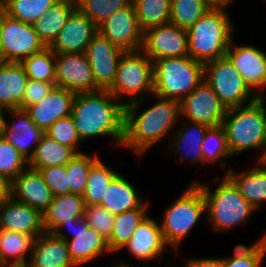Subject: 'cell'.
<instances>
[{
	"label": "cell",
	"mask_w": 266,
	"mask_h": 267,
	"mask_svg": "<svg viewBox=\"0 0 266 267\" xmlns=\"http://www.w3.org/2000/svg\"><path fill=\"white\" fill-rule=\"evenodd\" d=\"M2 25H3V10L2 8H0V63L3 62L2 60V52H1V29H2Z\"/></svg>",
	"instance_id": "db71d44e"
},
{
	"label": "cell",
	"mask_w": 266,
	"mask_h": 267,
	"mask_svg": "<svg viewBox=\"0 0 266 267\" xmlns=\"http://www.w3.org/2000/svg\"><path fill=\"white\" fill-rule=\"evenodd\" d=\"M117 174L118 172L111 170L98 158L90 168L86 189L82 195L85 205H99L106 188Z\"/></svg>",
	"instance_id": "e575fe53"
},
{
	"label": "cell",
	"mask_w": 266,
	"mask_h": 267,
	"mask_svg": "<svg viewBox=\"0 0 266 267\" xmlns=\"http://www.w3.org/2000/svg\"><path fill=\"white\" fill-rule=\"evenodd\" d=\"M112 267H132V266H130V265L127 264V263L122 262V263L115 264V265L112 266Z\"/></svg>",
	"instance_id": "9f6ffc18"
},
{
	"label": "cell",
	"mask_w": 266,
	"mask_h": 267,
	"mask_svg": "<svg viewBox=\"0 0 266 267\" xmlns=\"http://www.w3.org/2000/svg\"><path fill=\"white\" fill-rule=\"evenodd\" d=\"M10 196L41 213L49 207L54 198L39 171L29 167L11 182Z\"/></svg>",
	"instance_id": "7402d4cb"
},
{
	"label": "cell",
	"mask_w": 266,
	"mask_h": 267,
	"mask_svg": "<svg viewBox=\"0 0 266 267\" xmlns=\"http://www.w3.org/2000/svg\"><path fill=\"white\" fill-rule=\"evenodd\" d=\"M59 0H10L2 7L9 17L33 24Z\"/></svg>",
	"instance_id": "f35d334b"
},
{
	"label": "cell",
	"mask_w": 266,
	"mask_h": 267,
	"mask_svg": "<svg viewBox=\"0 0 266 267\" xmlns=\"http://www.w3.org/2000/svg\"><path fill=\"white\" fill-rule=\"evenodd\" d=\"M5 111L0 110V138L3 137L4 133V117H5Z\"/></svg>",
	"instance_id": "f5cc1de1"
},
{
	"label": "cell",
	"mask_w": 266,
	"mask_h": 267,
	"mask_svg": "<svg viewBox=\"0 0 266 267\" xmlns=\"http://www.w3.org/2000/svg\"><path fill=\"white\" fill-rule=\"evenodd\" d=\"M209 9L202 0H171L169 23L188 30Z\"/></svg>",
	"instance_id": "ab89813d"
},
{
	"label": "cell",
	"mask_w": 266,
	"mask_h": 267,
	"mask_svg": "<svg viewBox=\"0 0 266 267\" xmlns=\"http://www.w3.org/2000/svg\"><path fill=\"white\" fill-rule=\"evenodd\" d=\"M28 164L29 161L11 143L4 137L0 138V175L12 182Z\"/></svg>",
	"instance_id": "7bdbcfd3"
},
{
	"label": "cell",
	"mask_w": 266,
	"mask_h": 267,
	"mask_svg": "<svg viewBox=\"0 0 266 267\" xmlns=\"http://www.w3.org/2000/svg\"><path fill=\"white\" fill-rule=\"evenodd\" d=\"M132 3L143 32L170 22L171 0H133Z\"/></svg>",
	"instance_id": "836d02e7"
},
{
	"label": "cell",
	"mask_w": 266,
	"mask_h": 267,
	"mask_svg": "<svg viewBox=\"0 0 266 267\" xmlns=\"http://www.w3.org/2000/svg\"><path fill=\"white\" fill-rule=\"evenodd\" d=\"M227 8H210L188 30L189 56L203 64L224 57L233 37Z\"/></svg>",
	"instance_id": "277c9868"
},
{
	"label": "cell",
	"mask_w": 266,
	"mask_h": 267,
	"mask_svg": "<svg viewBox=\"0 0 266 267\" xmlns=\"http://www.w3.org/2000/svg\"><path fill=\"white\" fill-rule=\"evenodd\" d=\"M129 253L140 260H155L166 250L160 224L148 215L136 228L132 238L124 246ZM160 255V256H159Z\"/></svg>",
	"instance_id": "603a6c76"
},
{
	"label": "cell",
	"mask_w": 266,
	"mask_h": 267,
	"mask_svg": "<svg viewBox=\"0 0 266 267\" xmlns=\"http://www.w3.org/2000/svg\"><path fill=\"white\" fill-rule=\"evenodd\" d=\"M75 155L76 152L72 148L44 134L28 166L35 170L49 166H66Z\"/></svg>",
	"instance_id": "1f68e13d"
},
{
	"label": "cell",
	"mask_w": 266,
	"mask_h": 267,
	"mask_svg": "<svg viewBox=\"0 0 266 267\" xmlns=\"http://www.w3.org/2000/svg\"><path fill=\"white\" fill-rule=\"evenodd\" d=\"M76 93L55 86L40 102L28 106L25 111L31 120L44 132L61 118L71 115Z\"/></svg>",
	"instance_id": "d6986e66"
},
{
	"label": "cell",
	"mask_w": 266,
	"mask_h": 267,
	"mask_svg": "<svg viewBox=\"0 0 266 267\" xmlns=\"http://www.w3.org/2000/svg\"><path fill=\"white\" fill-rule=\"evenodd\" d=\"M124 51L113 45L100 32L88 44L85 55L90 63L96 85L108 90L115 79L119 59Z\"/></svg>",
	"instance_id": "9a60e30c"
},
{
	"label": "cell",
	"mask_w": 266,
	"mask_h": 267,
	"mask_svg": "<svg viewBox=\"0 0 266 267\" xmlns=\"http://www.w3.org/2000/svg\"><path fill=\"white\" fill-rule=\"evenodd\" d=\"M210 8H228L235 0H202Z\"/></svg>",
	"instance_id": "816d5d0a"
},
{
	"label": "cell",
	"mask_w": 266,
	"mask_h": 267,
	"mask_svg": "<svg viewBox=\"0 0 266 267\" xmlns=\"http://www.w3.org/2000/svg\"><path fill=\"white\" fill-rule=\"evenodd\" d=\"M0 229L21 232L34 238L45 233L42 213L11 196L0 205Z\"/></svg>",
	"instance_id": "ac0fdd59"
},
{
	"label": "cell",
	"mask_w": 266,
	"mask_h": 267,
	"mask_svg": "<svg viewBox=\"0 0 266 267\" xmlns=\"http://www.w3.org/2000/svg\"><path fill=\"white\" fill-rule=\"evenodd\" d=\"M225 56L240 72L251 91L253 88L262 87L259 89L260 92L256 93L257 96L261 95L264 91L263 87L266 86L265 52L251 45L236 46L232 39Z\"/></svg>",
	"instance_id": "2e32d148"
},
{
	"label": "cell",
	"mask_w": 266,
	"mask_h": 267,
	"mask_svg": "<svg viewBox=\"0 0 266 267\" xmlns=\"http://www.w3.org/2000/svg\"><path fill=\"white\" fill-rule=\"evenodd\" d=\"M76 9V1L59 0L32 24L35 32L47 47L54 41Z\"/></svg>",
	"instance_id": "f546056e"
},
{
	"label": "cell",
	"mask_w": 266,
	"mask_h": 267,
	"mask_svg": "<svg viewBox=\"0 0 266 267\" xmlns=\"http://www.w3.org/2000/svg\"><path fill=\"white\" fill-rule=\"evenodd\" d=\"M64 227H67L68 230H70V232H72L73 234H76L78 231V218L70 220L69 222H63L58 227V229L53 232V234L56 237H64L65 234H64V231H62L63 230L62 228H64Z\"/></svg>",
	"instance_id": "681fc988"
},
{
	"label": "cell",
	"mask_w": 266,
	"mask_h": 267,
	"mask_svg": "<svg viewBox=\"0 0 266 267\" xmlns=\"http://www.w3.org/2000/svg\"><path fill=\"white\" fill-rule=\"evenodd\" d=\"M195 183L203 192L206 214L215 232H224L241 224L244 225L250 215L257 211L226 175L212 193L208 185L199 181Z\"/></svg>",
	"instance_id": "8992f818"
},
{
	"label": "cell",
	"mask_w": 266,
	"mask_h": 267,
	"mask_svg": "<svg viewBox=\"0 0 266 267\" xmlns=\"http://www.w3.org/2000/svg\"><path fill=\"white\" fill-rule=\"evenodd\" d=\"M1 33L3 62L20 63L26 57L39 53L47 47L32 24L13 19L4 11Z\"/></svg>",
	"instance_id": "30bf717a"
},
{
	"label": "cell",
	"mask_w": 266,
	"mask_h": 267,
	"mask_svg": "<svg viewBox=\"0 0 266 267\" xmlns=\"http://www.w3.org/2000/svg\"><path fill=\"white\" fill-rule=\"evenodd\" d=\"M141 51L152 61L189 56L187 30L171 23L150 28L143 33Z\"/></svg>",
	"instance_id": "8fae6325"
},
{
	"label": "cell",
	"mask_w": 266,
	"mask_h": 267,
	"mask_svg": "<svg viewBox=\"0 0 266 267\" xmlns=\"http://www.w3.org/2000/svg\"><path fill=\"white\" fill-rule=\"evenodd\" d=\"M27 80L28 77L20 63H0V110H23Z\"/></svg>",
	"instance_id": "cb8c5ba5"
},
{
	"label": "cell",
	"mask_w": 266,
	"mask_h": 267,
	"mask_svg": "<svg viewBox=\"0 0 266 267\" xmlns=\"http://www.w3.org/2000/svg\"><path fill=\"white\" fill-rule=\"evenodd\" d=\"M184 267H220V258L188 259Z\"/></svg>",
	"instance_id": "c3c4849f"
},
{
	"label": "cell",
	"mask_w": 266,
	"mask_h": 267,
	"mask_svg": "<svg viewBox=\"0 0 266 267\" xmlns=\"http://www.w3.org/2000/svg\"><path fill=\"white\" fill-rule=\"evenodd\" d=\"M30 80L56 83L55 53L46 47L20 62Z\"/></svg>",
	"instance_id": "8d00e7d4"
},
{
	"label": "cell",
	"mask_w": 266,
	"mask_h": 267,
	"mask_svg": "<svg viewBox=\"0 0 266 267\" xmlns=\"http://www.w3.org/2000/svg\"><path fill=\"white\" fill-rule=\"evenodd\" d=\"M11 182L0 175V205L10 197Z\"/></svg>",
	"instance_id": "f907efd6"
},
{
	"label": "cell",
	"mask_w": 266,
	"mask_h": 267,
	"mask_svg": "<svg viewBox=\"0 0 266 267\" xmlns=\"http://www.w3.org/2000/svg\"><path fill=\"white\" fill-rule=\"evenodd\" d=\"M98 156H90L86 153H76L66 165L70 193L83 195L86 189L89 171Z\"/></svg>",
	"instance_id": "b9f144b4"
},
{
	"label": "cell",
	"mask_w": 266,
	"mask_h": 267,
	"mask_svg": "<svg viewBox=\"0 0 266 267\" xmlns=\"http://www.w3.org/2000/svg\"><path fill=\"white\" fill-rule=\"evenodd\" d=\"M226 111V107L205 81L180 102L181 116L208 126L221 125Z\"/></svg>",
	"instance_id": "5bb4252c"
},
{
	"label": "cell",
	"mask_w": 266,
	"mask_h": 267,
	"mask_svg": "<svg viewBox=\"0 0 266 267\" xmlns=\"http://www.w3.org/2000/svg\"><path fill=\"white\" fill-rule=\"evenodd\" d=\"M233 255L220 258V267H261L266 256V234L250 247L237 244Z\"/></svg>",
	"instance_id": "74e56055"
},
{
	"label": "cell",
	"mask_w": 266,
	"mask_h": 267,
	"mask_svg": "<svg viewBox=\"0 0 266 267\" xmlns=\"http://www.w3.org/2000/svg\"><path fill=\"white\" fill-rule=\"evenodd\" d=\"M264 92L258 99L245 106L229 108L223 120L227 144L232 156L249 149L266 147V105Z\"/></svg>",
	"instance_id": "3957f363"
},
{
	"label": "cell",
	"mask_w": 266,
	"mask_h": 267,
	"mask_svg": "<svg viewBox=\"0 0 266 267\" xmlns=\"http://www.w3.org/2000/svg\"><path fill=\"white\" fill-rule=\"evenodd\" d=\"M157 103L137 114L145 99L125 105V135L122 146L141 157L149 148L169 135L181 116L180 103L157 97Z\"/></svg>",
	"instance_id": "7a4b0ae2"
},
{
	"label": "cell",
	"mask_w": 266,
	"mask_h": 267,
	"mask_svg": "<svg viewBox=\"0 0 266 267\" xmlns=\"http://www.w3.org/2000/svg\"><path fill=\"white\" fill-rule=\"evenodd\" d=\"M45 134L48 135L50 138L56 140L60 144L72 148L76 153H81L76 148L78 147L79 143L83 142L77 133L71 115L56 121L47 129Z\"/></svg>",
	"instance_id": "ee69618b"
},
{
	"label": "cell",
	"mask_w": 266,
	"mask_h": 267,
	"mask_svg": "<svg viewBox=\"0 0 266 267\" xmlns=\"http://www.w3.org/2000/svg\"><path fill=\"white\" fill-rule=\"evenodd\" d=\"M30 261L40 267H77L71 260L66 241L53 233L35 238Z\"/></svg>",
	"instance_id": "d4e9b609"
},
{
	"label": "cell",
	"mask_w": 266,
	"mask_h": 267,
	"mask_svg": "<svg viewBox=\"0 0 266 267\" xmlns=\"http://www.w3.org/2000/svg\"><path fill=\"white\" fill-rule=\"evenodd\" d=\"M5 113H8L7 115L10 114L18 120L14 119V122H11L12 125L11 123L9 125L4 117L3 137L11 143L22 156L30 161L35 153L36 146L41 141L45 132L31 120L30 115L25 110H5Z\"/></svg>",
	"instance_id": "44dd1931"
},
{
	"label": "cell",
	"mask_w": 266,
	"mask_h": 267,
	"mask_svg": "<svg viewBox=\"0 0 266 267\" xmlns=\"http://www.w3.org/2000/svg\"><path fill=\"white\" fill-rule=\"evenodd\" d=\"M133 0H76L77 9L99 28L113 13Z\"/></svg>",
	"instance_id": "60d3db41"
},
{
	"label": "cell",
	"mask_w": 266,
	"mask_h": 267,
	"mask_svg": "<svg viewBox=\"0 0 266 267\" xmlns=\"http://www.w3.org/2000/svg\"><path fill=\"white\" fill-rule=\"evenodd\" d=\"M71 117L82 142L88 138L109 135L122 146L125 135V104L108 91L77 93Z\"/></svg>",
	"instance_id": "6da1fadb"
},
{
	"label": "cell",
	"mask_w": 266,
	"mask_h": 267,
	"mask_svg": "<svg viewBox=\"0 0 266 267\" xmlns=\"http://www.w3.org/2000/svg\"><path fill=\"white\" fill-rule=\"evenodd\" d=\"M115 215L101 205L86 206L84 219L89 227L95 229L105 239L109 240L113 231Z\"/></svg>",
	"instance_id": "f6af8a7d"
},
{
	"label": "cell",
	"mask_w": 266,
	"mask_h": 267,
	"mask_svg": "<svg viewBox=\"0 0 266 267\" xmlns=\"http://www.w3.org/2000/svg\"><path fill=\"white\" fill-rule=\"evenodd\" d=\"M97 32L98 28L94 23L76 9L48 47L55 54L85 53L88 44Z\"/></svg>",
	"instance_id": "e0dca14e"
},
{
	"label": "cell",
	"mask_w": 266,
	"mask_h": 267,
	"mask_svg": "<svg viewBox=\"0 0 266 267\" xmlns=\"http://www.w3.org/2000/svg\"><path fill=\"white\" fill-rule=\"evenodd\" d=\"M206 213V202L201 188L195 181L165 211L160 224L164 240L173 246L175 252L179 245Z\"/></svg>",
	"instance_id": "ba28073f"
},
{
	"label": "cell",
	"mask_w": 266,
	"mask_h": 267,
	"mask_svg": "<svg viewBox=\"0 0 266 267\" xmlns=\"http://www.w3.org/2000/svg\"><path fill=\"white\" fill-rule=\"evenodd\" d=\"M203 155V165L211 162H219L221 166H226L228 160L233 157L229 151L226 132L223 125L209 126L204 135L201 145Z\"/></svg>",
	"instance_id": "d590c367"
},
{
	"label": "cell",
	"mask_w": 266,
	"mask_h": 267,
	"mask_svg": "<svg viewBox=\"0 0 266 267\" xmlns=\"http://www.w3.org/2000/svg\"><path fill=\"white\" fill-rule=\"evenodd\" d=\"M204 81L226 109L249 105L258 99L226 56L204 64Z\"/></svg>",
	"instance_id": "9c48e42d"
},
{
	"label": "cell",
	"mask_w": 266,
	"mask_h": 267,
	"mask_svg": "<svg viewBox=\"0 0 266 267\" xmlns=\"http://www.w3.org/2000/svg\"><path fill=\"white\" fill-rule=\"evenodd\" d=\"M147 207L148 202H145L139 208L115 215L113 231L108 240L112 253L124 249V246L132 238L137 226L148 216Z\"/></svg>",
	"instance_id": "d6a6232c"
},
{
	"label": "cell",
	"mask_w": 266,
	"mask_h": 267,
	"mask_svg": "<svg viewBox=\"0 0 266 267\" xmlns=\"http://www.w3.org/2000/svg\"><path fill=\"white\" fill-rule=\"evenodd\" d=\"M98 32L124 52H135L142 48L144 32L139 26L133 3L113 13L98 28Z\"/></svg>",
	"instance_id": "4fadbf2b"
},
{
	"label": "cell",
	"mask_w": 266,
	"mask_h": 267,
	"mask_svg": "<svg viewBox=\"0 0 266 267\" xmlns=\"http://www.w3.org/2000/svg\"><path fill=\"white\" fill-rule=\"evenodd\" d=\"M85 202L82 195L54 196L49 207L42 213L45 233H53L63 222L84 217Z\"/></svg>",
	"instance_id": "484cf974"
},
{
	"label": "cell",
	"mask_w": 266,
	"mask_h": 267,
	"mask_svg": "<svg viewBox=\"0 0 266 267\" xmlns=\"http://www.w3.org/2000/svg\"><path fill=\"white\" fill-rule=\"evenodd\" d=\"M56 86L74 93L101 90L94 80L93 72L85 53L55 54Z\"/></svg>",
	"instance_id": "7c38bea8"
},
{
	"label": "cell",
	"mask_w": 266,
	"mask_h": 267,
	"mask_svg": "<svg viewBox=\"0 0 266 267\" xmlns=\"http://www.w3.org/2000/svg\"><path fill=\"white\" fill-rule=\"evenodd\" d=\"M255 165L238 174L230 168L225 175L235 184L246 201L259 210L266 202V168L260 163Z\"/></svg>",
	"instance_id": "4316f807"
},
{
	"label": "cell",
	"mask_w": 266,
	"mask_h": 267,
	"mask_svg": "<svg viewBox=\"0 0 266 267\" xmlns=\"http://www.w3.org/2000/svg\"><path fill=\"white\" fill-rule=\"evenodd\" d=\"M21 267H40V266H35L30 260L29 262H27L26 264H24L23 266Z\"/></svg>",
	"instance_id": "6f0895ef"
},
{
	"label": "cell",
	"mask_w": 266,
	"mask_h": 267,
	"mask_svg": "<svg viewBox=\"0 0 266 267\" xmlns=\"http://www.w3.org/2000/svg\"><path fill=\"white\" fill-rule=\"evenodd\" d=\"M54 196L70 194L66 166H49L36 169Z\"/></svg>",
	"instance_id": "bcb514c9"
},
{
	"label": "cell",
	"mask_w": 266,
	"mask_h": 267,
	"mask_svg": "<svg viewBox=\"0 0 266 267\" xmlns=\"http://www.w3.org/2000/svg\"><path fill=\"white\" fill-rule=\"evenodd\" d=\"M182 127L172 136L173 139H171L172 141L170 142L174 153L178 154V157H181L183 160L190 159V163H202L203 165L201 145L209 126L202 123L187 121Z\"/></svg>",
	"instance_id": "f1b7e54d"
},
{
	"label": "cell",
	"mask_w": 266,
	"mask_h": 267,
	"mask_svg": "<svg viewBox=\"0 0 266 267\" xmlns=\"http://www.w3.org/2000/svg\"><path fill=\"white\" fill-rule=\"evenodd\" d=\"M108 91L119 101L121 97L132 99L125 105L153 96V61L141 50L124 52L119 59L116 75ZM134 97V98H133Z\"/></svg>",
	"instance_id": "52a82bcc"
},
{
	"label": "cell",
	"mask_w": 266,
	"mask_h": 267,
	"mask_svg": "<svg viewBox=\"0 0 266 267\" xmlns=\"http://www.w3.org/2000/svg\"><path fill=\"white\" fill-rule=\"evenodd\" d=\"M204 81V64L190 56L153 61V95L179 103Z\"/></svg>",
	"instance_id": "5b68a950"
},
{
	"label": "cell",
	"mask_w": 266,
	"mask_h": 267,
	"mask_svg": "<svg viewBox=\"0 0 266 267\" xmlns=\"http://www.w3.org/2000/svg\"><path fill=\"white\" fill-rule=\"evenodd\" d=\"M258 162L266 168V147H265V150H264V153L263 155L261 156V158L258 160Z\"/></svg>",
	"instance_id": "11a10c76"
},
{
	"label": "cell",
	"mask_w": 266,
	"mask_h": 267,
	"mask_svg": "<svg viewBox=\"0 0 266 267\" xmlns=\"http://www.w3.org/2000/svg\"><path fill=\"white\" fill-rule=\"evenodd\" d=\"M58 238L66 241L71 260L77 267L93 261L106 252L112 253L108 240L89 227L84 217L78 218V231L72 239L66 235Z\"/></svg>",
	"instance_id": "ffe728a7"
},
{
	"label": "cell",
	"mask_w": 266,
	"mask_h": 267,
	"mask_svg": "<svg viewBox=\"0 0 266 267\" xmlns=\"http://www.w3.org/2000/svg\"><path fill=\"white\" fill-rule=\"evenodd\" d=\"M55 86L56 83L28 79L23 96V110L30 105L40 102L51 92Z\"/></svg>",
	"instance_id": "7dc6e473"
},
{
	"label": "cell",
	"mask_w": 266,
	"mask_h": 267,
	"mask_svg": "<svg viewBox=\"0 0 266 267\" xmlns=\"http://www.w3.org/2000/svg\"><path fill=\"white\" fill-rule=\"evenodd\" d=\"M142 200L136 188L121 174H117L106 188L103 200L99 205L106 208L111 214L118 215L141 207L145 203Z\"/></svg>",
	"instance_id": "83f0119b"
},
{
	"label": "cell",
	"mask_w": 266,
	"mask_h": 267,
	"mask_svg": "<svg viewBox=\"0 0 266 267\" xmlns=\"http://www.w3.org/2000/svg\"><path fill=\"white\" fill-rule=\"evenodd\" d=\"M10 0H0V8L6 5Z\"/></svg>",
	"instance_id": "680465c9"
},
{
	"label": "cell",
	"mask_w": 266,
	"mask_h": 267,
	"mask_svg": "<svg viewBox=\"0 0 266 267\" xmlns=\"http://www.w3.org/2000/svg\"><path fill=\"white\" fill-rule=\"evenodd\" d=\"M34 240L32 235L0 229V267H21L26 264V254L30 252L31 258Z\"/></svg>",
	"instance_id": "4dcf8cb0"
}]
</instances>
